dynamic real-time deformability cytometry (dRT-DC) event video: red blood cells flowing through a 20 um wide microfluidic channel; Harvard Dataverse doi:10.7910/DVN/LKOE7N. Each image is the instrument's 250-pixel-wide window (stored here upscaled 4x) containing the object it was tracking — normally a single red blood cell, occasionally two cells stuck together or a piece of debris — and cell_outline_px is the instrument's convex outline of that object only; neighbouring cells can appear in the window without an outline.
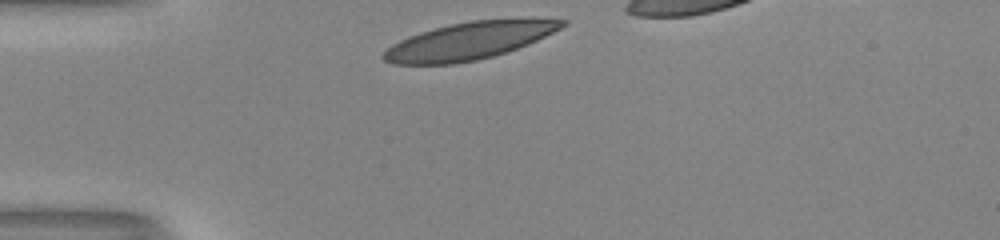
{"species": "human", "species_latin": "Homo sapiens", "temperature_condition": "room temperature", "stored_images_in_passage": 28, "camera_frame_rate_fps": 3000, "um_per_image_px": 0.085, "donor": {"sex": "male"}, "frame": {"image": 1, "passage_image": 1, "time_ms": 0.0, "image_size_px": [1000, 240], "cell_outline_px": [[568, 24], [528, 44], [492, 56], [476, 60], [456, 64], [392, 64], [384, 60], [380, 56], [392, 44], [408, 36], [420, 32], [448, 24], [472, 20], [568, 20]], "centroid_in_image_um": [39.77, 3.49], "position_along_channel_um": 45.2, "area_um2": 38.09}}
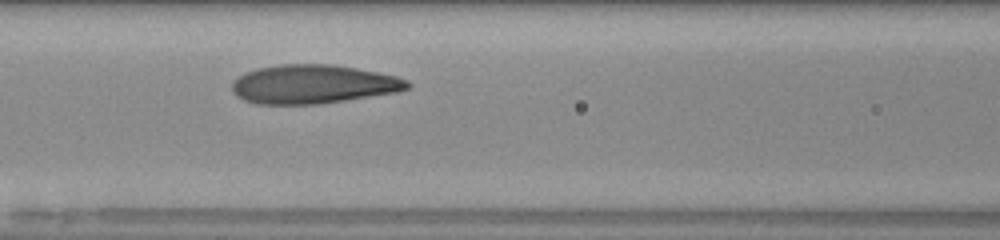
{"frame": {"image": 2, "passage_image": 10, "time_ms": 3.0, "image_size_px": [1000, 240], "cell_outline_px": [[412, 88], [396, 92], [320, 104], [256, 104], [244, 100], [236, 96], [232, 92], [232, 84], [244, 72], [256, 68], [284, 64], [332, 64], [356, 68], [396, 76], [408, 80], [412, 84]], "centroid_in_image_um": [26.63, 7.16], "position_along_channel_um": 140.0, "area_um2": 39.77}}
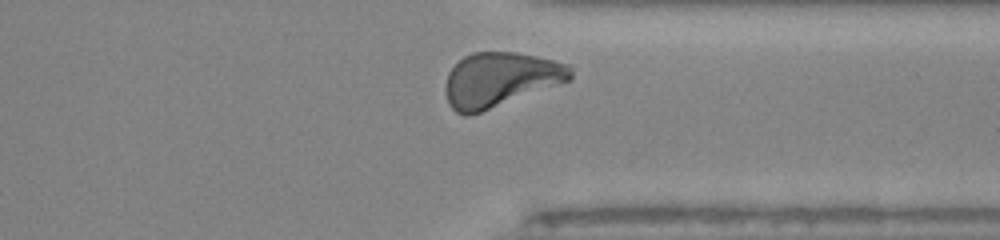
{"frame": {"image": 3, "passage_image": 27, "time_ms": 8.667, "image_size_px": [1000, 240], "cell_outline_px": [[572, 80], [480, 112], [468, 116], [464, 116], [456, 112], [448, 104], [444, 92], [444, 88], [448, 72], [464, 56], [472, 52], [516, 52], [536, 56], [572, 64]], "centroid_in_image_um": [42.52, 6.76], "position_along_channel_um": 368.9, "area_um2": 39.94}, "authors_computed_cell_mechanics": {"area_um2": 39.1595, "velocity_mm_per_s": 4.0499, "shape_relaxation_time_tau1_ms": 4.0202, "shape_relaxation_time_tau2_ms": 0.666, "deformation_change_tau1": 0.17, "deformation_change_tau2": 0.0641}}